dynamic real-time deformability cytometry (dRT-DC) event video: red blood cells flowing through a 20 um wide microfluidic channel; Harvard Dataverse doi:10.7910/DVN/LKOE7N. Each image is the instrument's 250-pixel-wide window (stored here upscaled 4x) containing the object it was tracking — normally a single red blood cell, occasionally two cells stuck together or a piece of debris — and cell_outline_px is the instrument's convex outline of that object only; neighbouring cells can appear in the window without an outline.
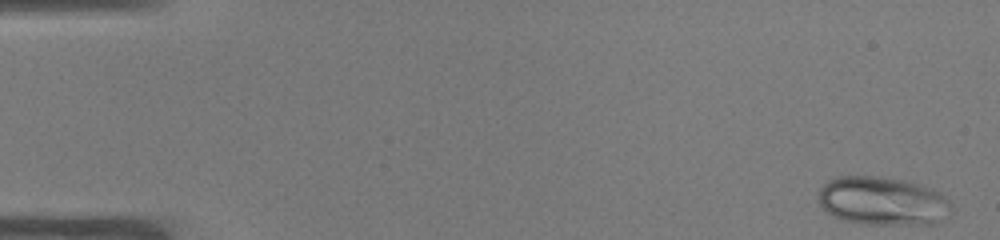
{"species": "common noctule bat (a hibernating species)", "species_latin": "Nyctalus noctula", "temperature_condition": "warm", "stored_images_in_passage": 51, "camera_frame_rate_fps": 3000, "um_per_image_px": 0.085, "animal": {"sex": "male", "body_mass_g": 19.0, "forearm_length_mm": 50.8}, "frame": {"image": 1, "passage_image": 1, "time_ms": 0.0, "image_size_px": [1000, 240], "cell_outline_px": [[956, 208], [936, 224], [864, 224], [844, 220], [832, 216], [820, 204], [820, 188], [828, 180], [836, 176], [876, 176], [904, 180], [920, 184], [932, 188], [940, 192]], "centroid_in_image_um": [75.07, 17.09], "position_along_channel_um": 9.9, "area_um2": 37.86}}
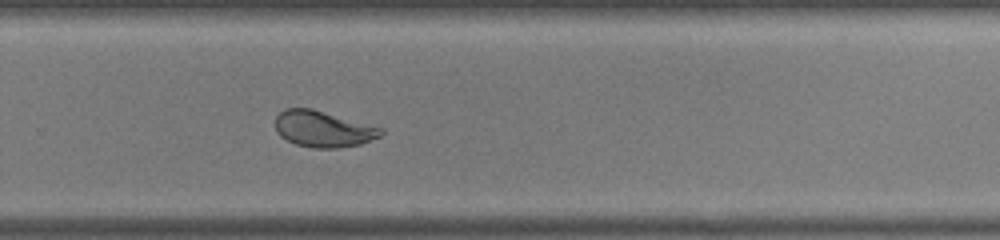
{"frame": {"image": 2, "passage_image": 34, "time_ms": 11.0, "image_size_px": [1000, 240], "cell_outline_px": [[384, 132], [380, 136], [360, 144], [340, 148], [312, 148], [296, 144], [280, 136], [276, 132], [276, 116], [284, 108], [312, 108], [384, 128]], "centroid_in_image_um": [27.47, 10.96], "position_along_channel_um": 302.3, "area_um2": 22.37}}
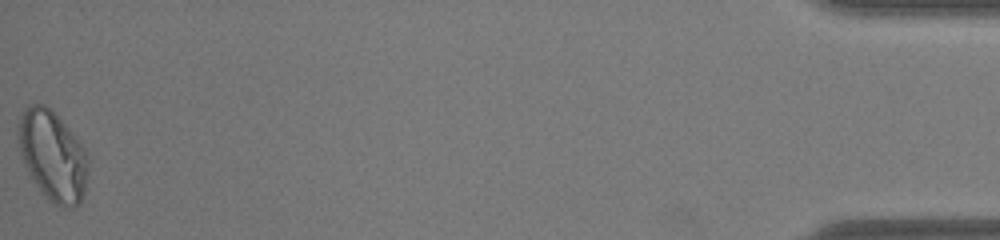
{"frame": {"image": 3, "passage_image": 51, "time_ms": 16.667, "image_size_px": [1000, 240], "cell_outline_px": [[88, 172], [84, 192], [80, 204], [72, 208], [64, 208], [48, 200], [36, 184], [28, 172], [20, 152], [16, 132], [20, 116], [24, 108], [28, 104], [44, 104], [64, 124], [84, 148], [88, 156]], "centroid_in_image_um": [4.46, 13.26], "position_along_channel_um": 430.7, "area_um2": 36.47}, "authors_computed_cell_mechanics": {"area_um2": 27.9174, "velocity_mm_per_s": 3.9026, "shape_relaxation_time_tau1_ms": 7.9682, "shape_relaxation_time_tau2_ms": null, "deformation_change_tau1": 0.2256, "deformation_change_tau2": null}}